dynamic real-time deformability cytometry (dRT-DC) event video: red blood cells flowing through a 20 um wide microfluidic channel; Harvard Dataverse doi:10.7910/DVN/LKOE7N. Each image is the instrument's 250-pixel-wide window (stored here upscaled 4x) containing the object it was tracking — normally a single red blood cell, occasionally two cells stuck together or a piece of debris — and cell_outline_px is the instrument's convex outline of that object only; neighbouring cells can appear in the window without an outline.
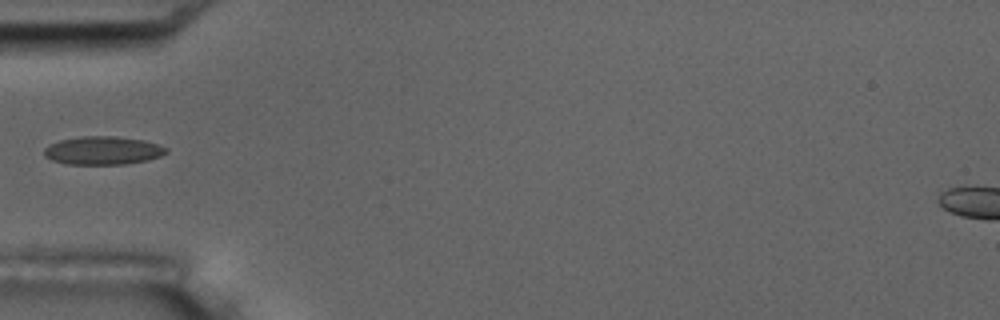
{"species": "common noctule bat (a hibernating species)", "species_latin": "Nyctalus noctula", "temperature_condition": "room temperature", "stored_images_in_passage": 2, "camera_frame_rate_fps": 3000, "um_per_image_px": 0.085, "animal": {"sex": "male", "body_mass_g": 17.5, "forearm_length_mm": 52.3}, "frame": {"image": 1, "passage_image": 1, "time_ms": 0.0, "image_size_px": [1000, 320], "cell_outline_px": [[168, 152], [160, 156], [148, 160], [124, 164], [68, 164], [52, 160], [44, 156], [44, 148], [48, 144], [60, 140], [80, 136], [116, 136], [144, 140], [168, 148]], "centroid_in_image_um": [8.73, 12.79], "position_along_channel_um": 76.3, "area_um2": 20.17}}